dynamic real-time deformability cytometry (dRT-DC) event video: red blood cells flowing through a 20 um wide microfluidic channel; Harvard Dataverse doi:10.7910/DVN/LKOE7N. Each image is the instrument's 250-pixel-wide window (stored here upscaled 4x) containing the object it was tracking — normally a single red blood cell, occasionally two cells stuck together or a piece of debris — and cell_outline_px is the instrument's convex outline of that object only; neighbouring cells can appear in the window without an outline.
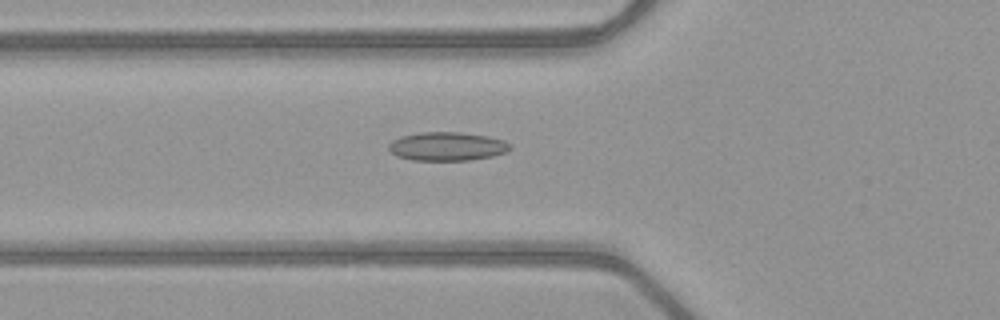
{"species": "common noctule bat (a hibernating species)", "species_latin": "Nyctalus noctula", "temperature_condition": "warm", "stored_images_in_passage": 8, "camera_frame_rate_fps": 3000, "um_per_image_px": 0.085, "animal": {"sex": "female", "body_mass_g": 21.9}, "frame": {"image": 1, "passage_image": 6, "time_ms": 1.667, "image_size_px": [1000, 320], "cell_outline_px": [[512, 148], [508, 152], [492, 156], [468, 160], [412, 160], [396, 156], [388, 148], [388, 144], [392, 140], [400, 136], [420, 132], [460, 132], [488, 136], [504, 140], [512, 144]], "centroid_in_image_um": [38.02, 12.43], "position_along_channel_um": 87.8, "area_um2": 20.46}}